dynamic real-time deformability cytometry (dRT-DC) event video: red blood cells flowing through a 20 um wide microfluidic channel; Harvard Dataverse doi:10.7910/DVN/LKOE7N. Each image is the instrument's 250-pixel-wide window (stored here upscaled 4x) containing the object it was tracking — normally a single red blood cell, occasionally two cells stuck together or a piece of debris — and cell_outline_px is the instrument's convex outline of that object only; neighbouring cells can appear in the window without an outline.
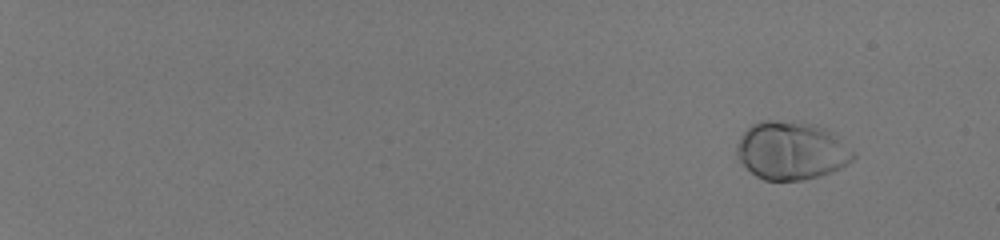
{"species": "human", "species_latin": "Homo sapiens", "temperature_condition": "room temperature", "stored_images_in_passage": 57, "camera_frame_rate_fps": 3000, "um_per_image_px": 0.085, "donor": {"sex": "male"}, "frame": {"image": 1, "passage_image": 7, "time_ms": 2.0, "image_size_px": [1000, 240], "cell_outline_px": [[856, 156], [852, 160], [840, 168], [832, 172], [820, 176], [800, 180], [764, 180], [756, 176], [736, 156], [736, 144], [740, 136], [752, 124], [760, 120], [772, 120], [816, 124], [836, 132]], "centroid_in_image_um": [67.28, 12.79], "position_along_channel_um": 17.7, "area_um2": 39.65}}
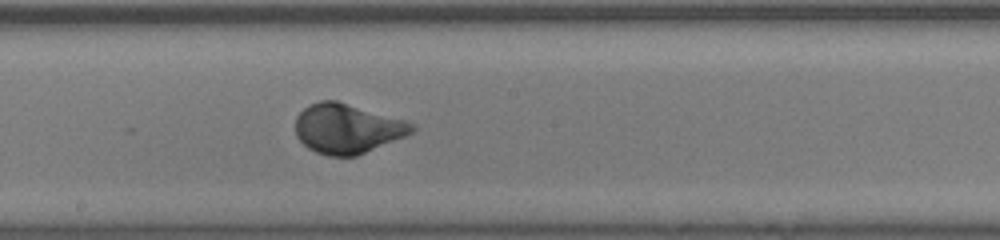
{"frame": {"image": 2, "passage_image": 38, "time_ms": 12.333, "image_size_px": [1000, 240], "cell_outline_px": [[416, 128], [412, 132], [404, 136], [356, 156], [328, 156], [316, 152], [308, 148], [296, 136], [296, 116], [308, 104], [320, 100], [336, 100], [404, 120], [416, 124]], "centroid_in_image_um": [29.49, 10.92], "position_along_channel_um": 218.7, "area_um2": 33.47}}
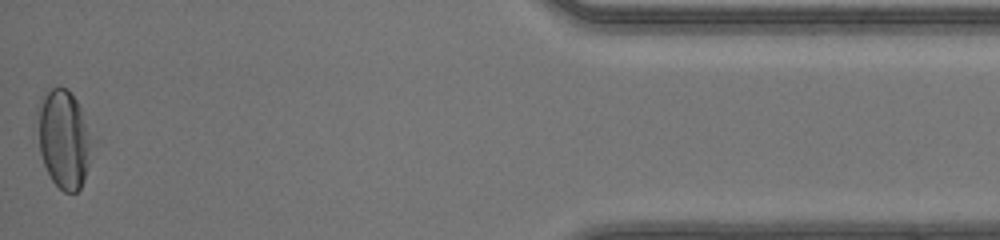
{"frame": {"image": 3, "passage_image": 57, "time_ms": 18.667, "image_size_px": [1000, 240], "cell_outline_px": [[96, 140], [84, 180], [80, 188], [76, 192], [64, 192], [52, 180], [44, 164], [40, 152], [36, 112], [36, 108], [40, 96], [52, 88], [68, 88], [76, 100], [96, 136]], "centroid_in_image_um": [5.47, 11.78], "position_along_channel_um": 429.7, "area_um2": 32.19}, "authors_computed_cell_mechanics": {"area_um2": 34.2176, "velocity_mm_per_s": 4.1465, "shape_relaxation_time_tau1_ms": 2.0014, "shape_relaxation_time_tau2_ms": null, "deformation_change_tau1": 0.1567, "deformation_change_tau2": null}}